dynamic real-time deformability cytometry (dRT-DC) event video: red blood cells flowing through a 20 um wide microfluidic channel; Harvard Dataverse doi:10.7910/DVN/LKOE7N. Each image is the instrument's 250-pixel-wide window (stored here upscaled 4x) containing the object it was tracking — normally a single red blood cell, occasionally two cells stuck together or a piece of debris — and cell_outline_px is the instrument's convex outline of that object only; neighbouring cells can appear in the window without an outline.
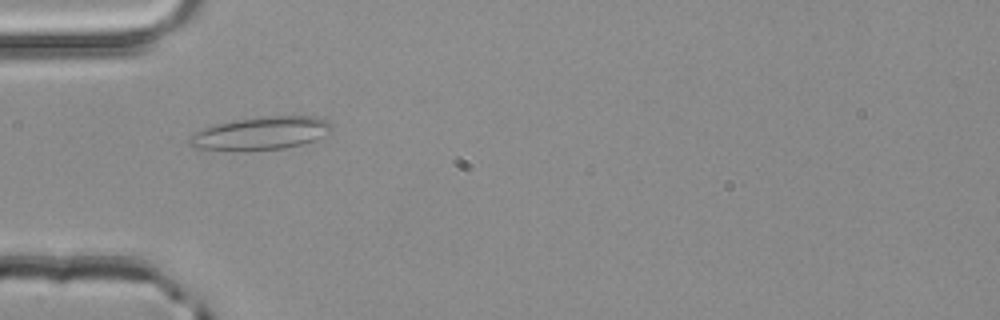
{"species": "common noctule bat (a hibernating species)", "species_latin": "Nyctalus noctula", "temperature_condition": "room temperature", "stored_images_in_passage": 45, "camera_frame_rate_fps": 3000, "um_per_image_px": 0.085, "animal": {"sex": "male", "body_mass_g": 20.4}, "frame": {"image": 1, "passage_image": 10, "time_ms": 3.0, "image_size_px": [1000, 320], "cell_outline_px": [[332, 128], [320, 136], [312, 140], [300, 144], [284, 148], [196, 148], [188, 144], [188, 136], [192, 132], [216, 124], [240, 120], [268, 116], [312, 116], [328, 120], [332, 124]], "centroid_in_image_um": [22.16, 11.29], "position_along_channel_um": 62.8, "area_um2": 26.01}}
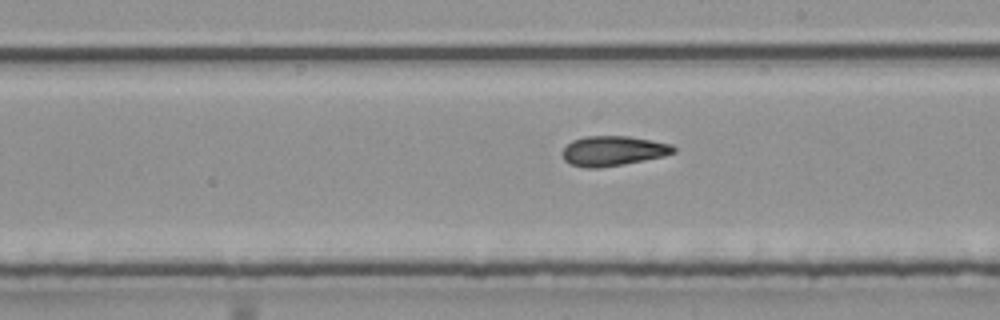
{"frame": {"image": 2, "passage_image": 23, "time_ms": 7.333, "image_size_px": [1000, 320], "cell_outline_px": [[676, 152], [664, 156], [624, 164], [600, 168], [584, 168], [572, 164], [564, 160], [560, 152], [572, 140], [584, 136], [628, 136], [652, 140], [672, 144], [676, 148]], "centroid_in_image_um": [52.11, 12.82], "position_along_channel_um": 236.9, "area_um2": 19.54}}
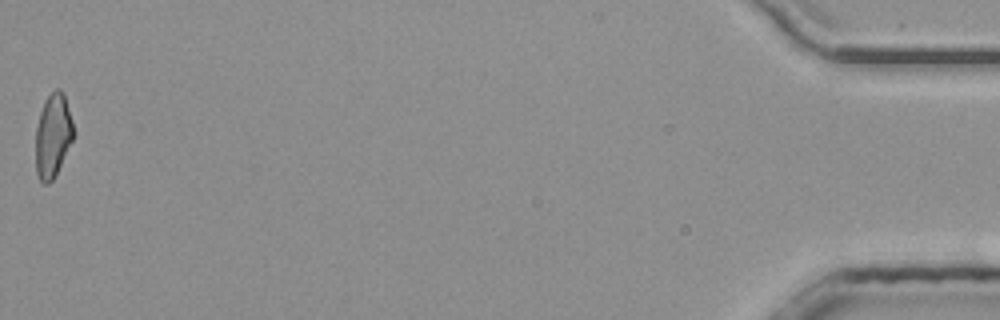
{"frame": {"image": 3, "passage_image": 45, "time_ms": 14.667, "image_size_px": [1000, 320], "cell_outline_px": [[72, 140], [56, 176], [48, 184], [44, 184], [40, 180], [36, 172], [36, 128], [40, 112], [44, 100], [56, 88], [60, 88], [64, 92], [72, 120]], "centroid_in_image_um": [4.49, 11.52], "position_along_channel_um": 430.7, "area_um2": 18.38}, "authors_computed_cell_mechanics": {"area_um2": 19.363, "velocity_mm_per_s": 4.0516, "shape_relaxation_time_tau1_ms": null, "shape_relaxation_time_tau2_ms": 4.8759, "deformation_change_tau1": null, "deformation_change_tau2": 0.1326}}